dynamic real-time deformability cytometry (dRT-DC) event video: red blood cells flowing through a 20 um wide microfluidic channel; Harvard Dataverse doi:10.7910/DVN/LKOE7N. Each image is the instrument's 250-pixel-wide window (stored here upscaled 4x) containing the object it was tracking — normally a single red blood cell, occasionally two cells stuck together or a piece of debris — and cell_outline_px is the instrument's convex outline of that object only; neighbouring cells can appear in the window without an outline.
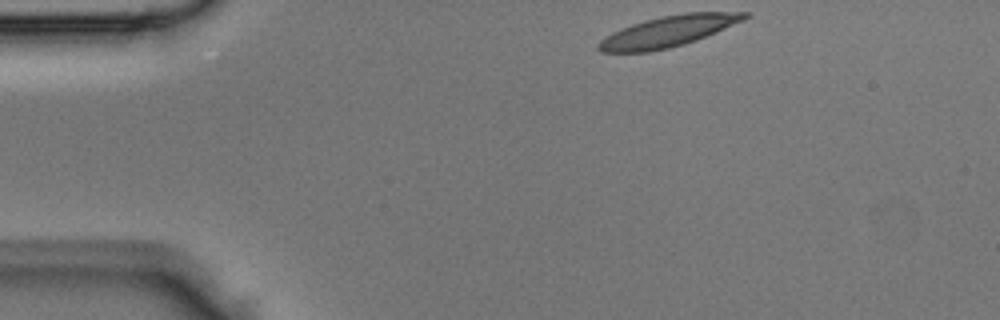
{"species": "Egyptian fruit bat (a non-hibernating species)", "species_latin": "Rousettus aegyptiacus", "temperature_condition": "room temperature", "stored_images_in_passage": 39, "camera_frame_rate_fps": 3000, "um_per_image_px": 0.085, "animal": {"sex": "male"}, "frame": {"image": 1, "passage_image": 1, "time_ms": 0.0, "image_size_px": [1000, 320], "cell_outline_px": [[752, 16], [744, 20], [696, 40], [684, 44], [668, 48], [648, 52], [600, 52], [596, 48], [596, 44], [600, 40], [612, 32], [620, 28], [644, 20], [660, 16], [684, 12], [752, 12]], "centroid_in_image_um": [56.79, 2.65], "position_along_channel_um": 28.2, "area_um2": 26.47}}
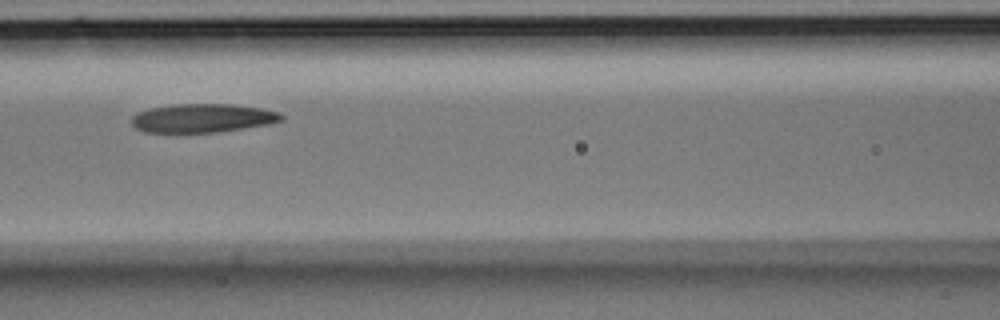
{"frame": {"image": 2, "passage_image": 13, "time_ms": 4.0, "image_size_px": [1000, 320], "cell_outline_px": [[284, 116], [280, 120], [264, 124], [216, 132], [144, 132], [136, 128], [132, 124], [132, 116], [136, 112], [152, 108], [172, 104], [232, 104], [260, 108], [280, 112]], "centroid_in_image_um": [17.16, 10.03], "position_along_channel_um": 149.4, "area_um2": 24.68}}
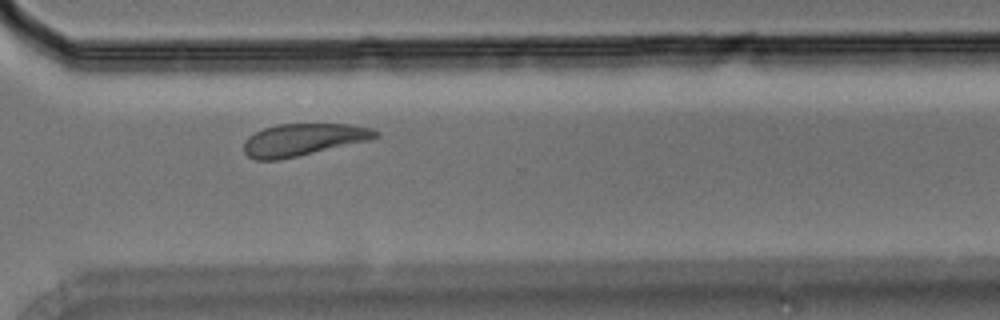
{"frame": {"image": 3, "passage_image": 26, "time_ms": 8.333, "image_size_px": [1000, 320], "cell_outline_px": [[380, 136], [368, 140], [280, 160], [256, 160], [248, 156], [244, 152], [244, 140], [248, 136], [264, 128], [276, 124], [348, 124], [372, 128], [380, 132]], "centroid_in_image_um": [25.75, 11.87], "position_along_channel_um": 344.8, "area_um2": 24.62}}